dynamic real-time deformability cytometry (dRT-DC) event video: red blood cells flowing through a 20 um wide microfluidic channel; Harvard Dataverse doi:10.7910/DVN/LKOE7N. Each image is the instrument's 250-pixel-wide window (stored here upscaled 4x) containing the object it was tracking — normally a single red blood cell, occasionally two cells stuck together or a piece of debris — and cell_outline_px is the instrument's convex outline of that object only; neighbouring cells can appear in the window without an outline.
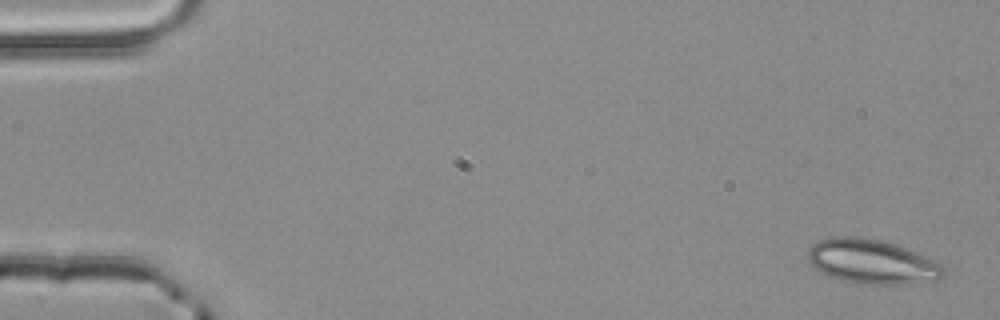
{"species": "common noctule bat (a hibernating species)", "species_latin": "Nyctalus noctula", "temperature_condition": "room temperature", "stored_images_in_passage": 3, "camera_frame_rate_fps": 3000, "um_per_image_px": 0.085, "animal": {"sex": "male", "body_mass_g": 20.4}, "frame": {"image": 1, "passage_image": 1, "time_ms": 0.0, "image_size_px": [1000, 320], "cell_outline_px": [[944, 276], [940, 280], [912, 284], [860, 284], [840, 280], [828, 276], [816, 268], [808, 260], [808, 248], [820, 240], [836, 236], [856, 236], [880, 240], [928, 256], [936, 260], [944, 268]], "centroid_in_image_um": [74.15, 22.26], "position_along_channel_um": 10.9, "area_um2": 35.26}}